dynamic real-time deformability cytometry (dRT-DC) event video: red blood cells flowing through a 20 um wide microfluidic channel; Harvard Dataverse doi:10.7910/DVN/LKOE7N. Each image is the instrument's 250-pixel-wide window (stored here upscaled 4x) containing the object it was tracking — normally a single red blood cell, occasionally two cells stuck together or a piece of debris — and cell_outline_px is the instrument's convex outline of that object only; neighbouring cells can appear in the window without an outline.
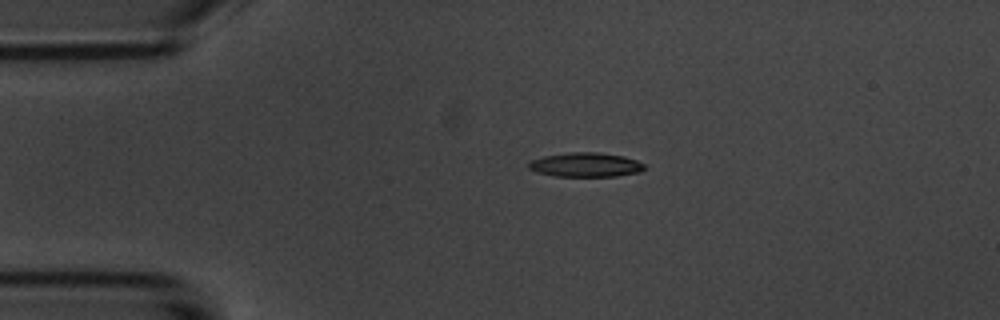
{"species": "common noctule bat (a hibernating species)", "species_latin": "Nyctalus noctula", "temperature_condition": "room temperature", "stored_images_in_passage": 4, "camera_frame_rate_fps": 3000, "um_per_image_px": 0.085, "animal": {"sex": "male", "body_mass_g": 20.1, "forearm_length_mm": 53.5}, "frame": {"image": 1, "passage_image": 3, "time_ms": 2.333, "image_size_px": [1000, 320], "cell_outline_px": [[648, 168], [640, 172], [616, 176], [552, 176], [536, 172], [528, 168], [528, 160], [544, 156], [568, 152], [596, 152], [624, 156], [636, 160], [644, 164]], "centroid_in_image_um": [49.76, 14.0], "position_along_channel_um": 35.2, "area_um2": 16.59}}